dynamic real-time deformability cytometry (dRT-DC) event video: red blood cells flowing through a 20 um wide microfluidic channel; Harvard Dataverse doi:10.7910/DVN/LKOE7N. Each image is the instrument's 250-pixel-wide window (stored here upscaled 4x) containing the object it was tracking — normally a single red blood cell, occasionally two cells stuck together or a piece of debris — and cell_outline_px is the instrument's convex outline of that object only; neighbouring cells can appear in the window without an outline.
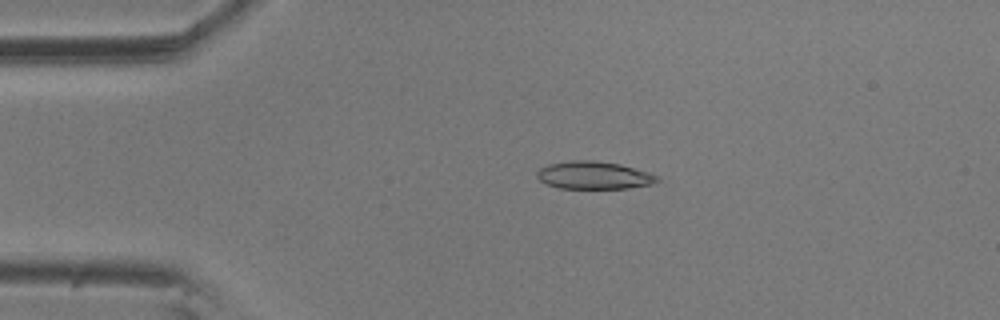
{"species": "common noctule bat (a hibernating species)", "species_latin": "Nyctalus noctula", "temperature_condition": "room temperature", "stored_images_in_passage": 4, "camera_frame_rate_fps": 3000, "um_per_image_px": 0.085, "animal": {"sex": "male", "body_mass_g": 20.5, "forearm_length_mm": 52.5}, "frame": {"image": 1, "passage_image": 3, "time_ms": 0.667, "image_size_px": [1000, 320], "cell_outline_px": [[660, 180], [652, 184], [628, 188], [560, 188], [548, 184], [540, 180], [536, 176], [536, 172], [540, 168], [548, 164], [572, 160], [596, 160], [620, 164], [648, 172], [656, 176]], "centroid_in_image_um": [50.46, 14.89], "position_along_channel_um": 34.5, "area_um2": 19.31}}